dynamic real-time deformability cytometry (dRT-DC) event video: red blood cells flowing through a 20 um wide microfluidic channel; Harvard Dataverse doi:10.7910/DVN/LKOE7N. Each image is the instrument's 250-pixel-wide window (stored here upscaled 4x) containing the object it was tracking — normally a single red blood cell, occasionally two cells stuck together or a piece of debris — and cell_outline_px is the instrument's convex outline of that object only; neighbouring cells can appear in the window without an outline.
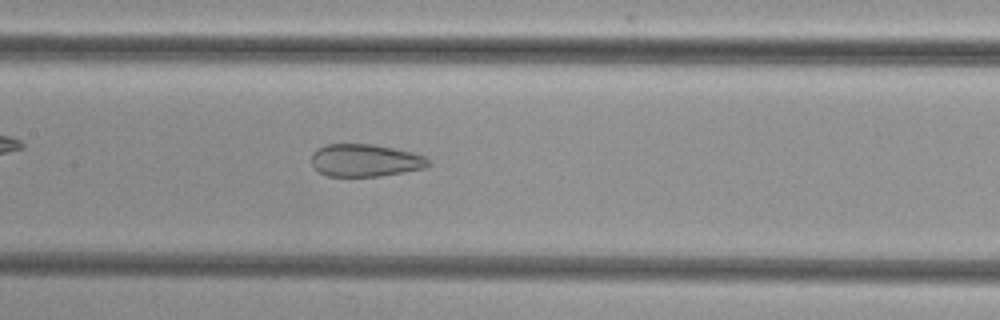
{"species": "common noctule bat (a hibernating species)", "species_latin": "Nyctalus noctula", "temperature_condition": "cold", "stored_images_in_passage": 34, "camera_frame_rate_fps": 3000, "um_per_image_px": 0.085, "animal": {"sex": "female", "body_mass_g": 29.2, "forearm_length_mm": 56.3}, "frame": {"image": 1, "passage_image": 14, "time_ms": 4.333, "image_size_px": [1000, 320], "cell_outline_px": [[432, 164], [424, 168], [404, 172], [380, 176], [328, 176], [320, 172], [312, 164], [312, 152], [328, 144], [372, 144], [412, 152], [424, 156], [432, 160]], "centroid_in_image_um": [31.09, 13.63], "position_along_channel_um": 176.3, "area_um2": 22.08}}
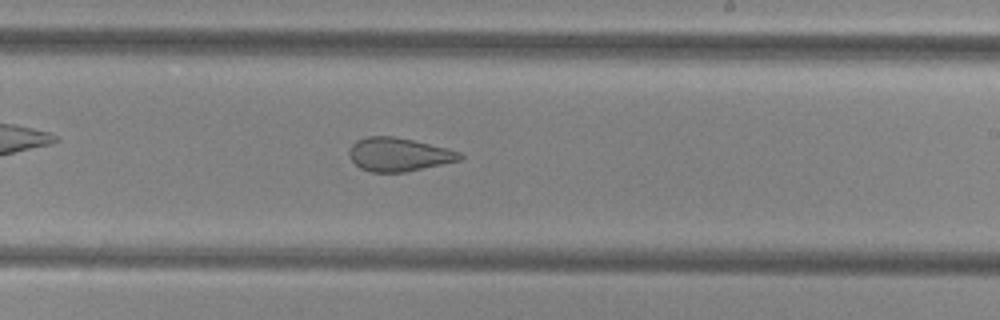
{"frame": {"image": 2, "passage_image": 20, "time_ms": 6.333, "image_size_px": [1000, 320], "cell_outline_px": [[464, 156], [460, 160], [404, 172], [372, 172], [360, 168], [352, 160], [348, 152], [352, 144], [356, 140], [368, 136], [392, 136], [412, 140], [448, 148], [460, 152]], "centroid_in_image_um": [33.88, 13.12], "position_along_channel_um": 255.1, "area_um2": 21.44}}
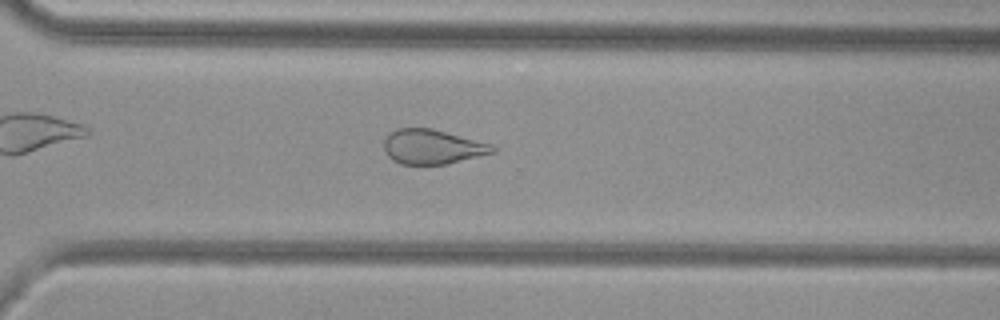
{"frame": {"image": 3, "passage_image": 26, "time_ms": 8.333, "image_size_px": [1000, 320], "cell_outline_px": [[496, 152], [444, 164], [400, 164], [392, 160], [384, 152], [384, 140], [396, 128], [432, 128], [492, 144], [496, 148]], "centroid_in_image_um": [36.74, 12.47], "position_along_channel_um": 333.9, "area_um2": 21.79}}